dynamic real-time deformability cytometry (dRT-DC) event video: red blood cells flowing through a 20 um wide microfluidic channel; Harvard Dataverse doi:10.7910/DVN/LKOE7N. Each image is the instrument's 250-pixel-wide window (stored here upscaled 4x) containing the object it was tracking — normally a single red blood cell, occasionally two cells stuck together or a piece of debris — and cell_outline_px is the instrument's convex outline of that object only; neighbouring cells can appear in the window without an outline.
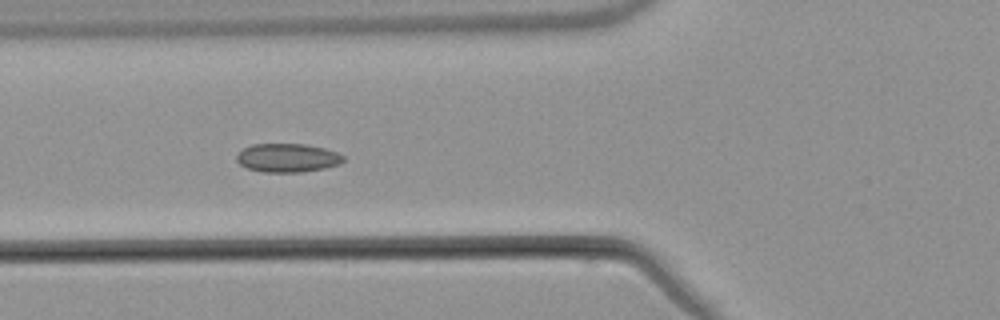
{"species": "common noctule bat (a hibernating species)", "species_latin": "Nyctalus noctula", "temperature_condition": "warm", "stored_images_in_passage": 8, "camera_frame_rate_fps": 3000, "um_per_image_px": 0.085, "animal": {"sex": "male", "body_mass_g": 21.5, "forearm_length_mm": 52.0}, "frame": {"image": 1, "passage_image": 5, "time_ms": 5.667, "image_size_px": [1000, 320], "cell_outline_px": [[344, 160], [340, 164], [324, 168], [300, 172], [264, 172], [248, 168], [240, 164], [236, 160], [236, 156], [244, 148], [252, 144], [304, 144], [324, 148], [336, 152], [344, 156]], "centroid_in_image_um": [24.44, 13.41], "position_along_channel_um": 101.4, "area_um2": 17.69}}
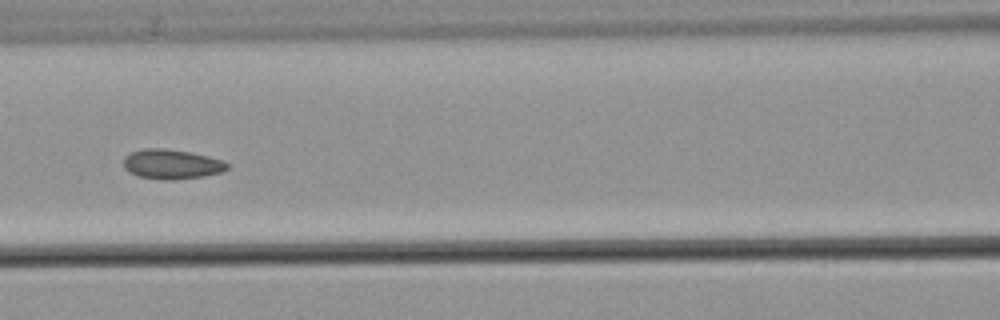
{"frame": {"image": 2, "passage_image": 6, "time_ms": 7.0, "image_size_px": [1000, 320], "cell_outline_px": [[228, 168], [220, 172], [204, 176], [172, 180], [164, 180], [136, 176], [128, 172], [124, 168], [124, 156], [132, 152], [144, 148], [160, 148], [192, 152], [224, 160], [228, 164]], "centroid_in_image_um": [14.57, 13.96], "position_along_channel_um": 152.0, "area_um2": 18.03}}